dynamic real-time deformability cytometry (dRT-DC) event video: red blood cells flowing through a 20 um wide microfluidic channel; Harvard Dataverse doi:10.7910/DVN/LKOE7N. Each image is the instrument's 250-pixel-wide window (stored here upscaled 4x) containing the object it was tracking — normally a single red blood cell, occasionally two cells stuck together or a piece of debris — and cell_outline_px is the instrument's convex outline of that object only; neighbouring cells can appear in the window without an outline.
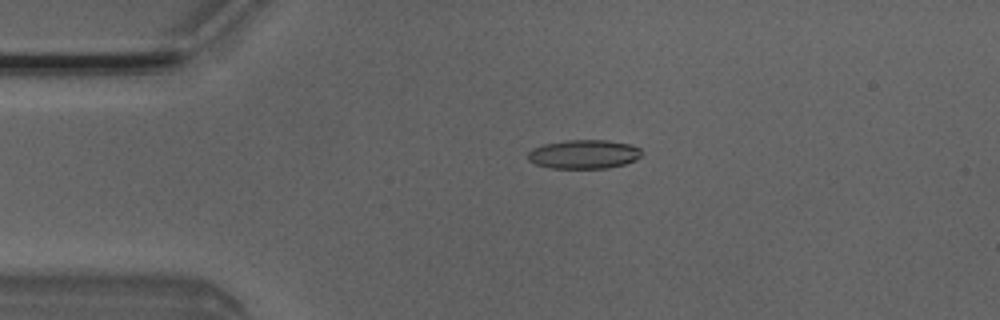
{"species": "Egyptian fruit bat (a non-hibernating species)", "species_latin": "Rousettus aegyptiacus", "temperature_condition": "room temperature", "stored_images_in_passage": 3, "camera_frame_rate_fps": 3000, "um_per_image_px": 0.085, "animal": {"sex": "male"}, "frame": {"image": 1, "passage_image": 1, "time_ms": 0.0, "image_size_px": [1000, 320], "cell_outline_px": [[644, 152], [636, 160], [624, 164], [608, 168], [548, 168], [536, 164], [528, 160], [528, 152], [532, 148], [544, 144], [564, 140], [608, 140], [632, 144], [640, 148]], "centroid_in_image_um": [49.65, 13.1], "position_along_channel_um": 35.4, "area_um2": 19.42}}